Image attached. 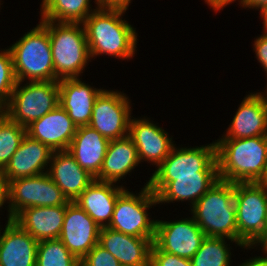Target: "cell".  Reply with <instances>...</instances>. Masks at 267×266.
I'll return each mask as SVG.
<instances>
[{"label":"cell","mask_w":267,"mask_h":266,"mask_svg":"<svg viewBox=\"0 0 267 266\" xmlns=\"http://www.w3.org/2000/svg\"><path fill=\"white\" fill-rule=\"evenodd\" d=\"M127 10L98 6L82 23L91 60L100 55L127 61L135 57L138 34L136 28L123 19Z\"/></svg>","instance_id":"cell-1"},{"label":"cell","mask_w":267,"mask_h":266,"mask_svg":"<svg viewBox=\"0 0 267 266\" xmlns=\"http://www.w3.org/2000/svg\"><path fill=\"white\" fill-rule=\"evenodd\" d=\"M215 142L219 179L231 183L261 179L267 161V136L218 138Z\"/></svg>","instance_id":"cell-2"},{"label":"cell","mask_w":267,"mask_h":266,"mask_svg":"<svg viewBox=\"0 0 267 266\" xmlns=\"http://www.w3.org/2000/svg\"><path fill=\"white\" fill-rule=\"evenodd\" d=\"M39 22L49 32L56 81L80 78L92 62L83 24Z\"/></svg>","instance_id":"cell-3"},{"label":"cell","mask_w":267,"mask_h":266,"mask_svg":"<svg viewBox=\"0 0 267 266\" xmlns=\"http://www.w3.org/2000/svg\"><path fill=\"white\" fill-rule=\"evenodd\" d=\"M188 210L206 237H224L237 242L234 183L219 179Z\"/></svg>","instance_id":"cell-4"},{"label":"cell","mask_w":267,"mask_h":266,"mask_svg":"<svg viewBox=\"0 0 267 266\" xmlns=\"http://www.w3.org/2000/svg\"><path fill=\"white\" fill-rule=\"evenodd\" d=\"M8 48L17 82L56 81L49 32L40 22Z\"/></svg>","instance_id":"cell-5"},{"label":"cell","mask_w":267,"mask_h":266,"mask_svg":"<svg viewBox=\"0 0 267 266\" xmlns=\"http://www.w3.org/2000/svg\"><path fill=\"white\" fill-rule=\"evenodd\" d=\"M237 242L244 246L266 245L267 187L234 183Z\"/></svg>","instance_id":"cell-6"},{"label":"cell","mask_w":267,"mask_h":266,"mask_svg":"<svg viewBox=\"0 0 267 266\" xmlns=\"http://www.w3.org/2000/svg\"><path fill=\"white\" fill-rule=\"evenodd\" d=\"M148 183L149 180L138 193L126 188L118 196L108 228L139 238L155 237L157 219L148 210L158 202Z\"/></svg>","instance_id":"cell-7"},{"label":"cell","mask_w":267,"mask_h":266,"mask_svg":"<svg viewBox=\"0 0 267 266\" xmlns=\"http://www.w3.org/2000/svg\"><path fill=\"white\" fill-rule=\"evenodd\" d=\"M58 105V81L17 82L9 102L0 111L26 128Z\"/></svg>","instance_id":"cell-8"},{"label":"cell","mask_w":267,"mask_h":266,"mask_svg":"<svg viewBox=\"0 0 267 266\" xmlns=\"http://www.w3.org/2000/svg\"><path fill=\"white\" fill-rule=\"evenodd\" d=\"M201 171H218L216 142L193 147H172L169 155L152 172L148 186L156 194L174 176L198 175Z\"/></svg>","instance_id":"cell-9"},{"label":"cell","mask_w":267,"mask_h":266,"mask_svg":"<svg viewBox=\"0 0 267 266\" xmlns=\"http://www.w3.org/2000/svg\"><path fill=\"white\" fill-rule=\"evenodd\" d=\"M131 101L124 91L103 89L95 99L89 126L109 140L127 137Z\"/></svg>","instance_id":"cell-10"},{"label":"cell","mask_w":267,"mask_h":266,"mask_svg":"<svg viewBox=\"0 0 267 266\" xmlns=\"http://www.w3.org/2000/svg\"><path fill=\"white\" fill-rule=\"evenodd\" d=\"M69 202L47 172L9 181L11 220L24 208L67 205Z\"/></svg>","instance_id":"cell-11"},{"label":"cell","mask_w":267,"mask_h":266,"mask_svg":"<svg viewBox=\"0 0 267 266\" xmlns=\"http://www.w3.org/2000/svg\"><path fill=\"white\" fill-rule=\"evenodd\" d=\"M205 237L206 235L192 216H184L175 221L157 219L153 244L167 253L191 259Z\"/></svg>","instance_id":"cell-12"},{"label":"cell","mask_w":267,"mask_h":266,"mask_svg":"<svg viewBox=\"0 0 267 266\" xmlns=\"http://www.w3.org/2000/svg\"><path fill=\"white\" fill-rule=\"evenodd\" d=\"M133 116L135 115L131 116L128 136L137 148L139 161L157 168L176 144L174 137L150 117Z\"/></svg>","instance_id":"cell-13"},{"label":"cell","mask_w":267,"mask_h":266,"mask_svg":"<svg viewBox=\"0 0 267 266\" xmlns=\"http://www.w3.org/2000/svg\"><path fill=\"white\" fill-rule=\"evenodd\" d=\"M101 227L75 202L66 205L59 239L80 261L96 244Z\"/></svg>","instance_id":"cell-14"},{"label":"cell","mask_w":267,"mask_h":266,"mask_svg":"<svg viewBox=\"0 0 267 266\" xmlns=\"http://www.w3.org/2000/svg\"><path fill=\"white\" fill-rule=\"evenodd\" d=\"M226 131V132H225ZM219 138L267 136V94L263 90L244 96L228 128Z\"/></svg>","instance_id":"cell-15"},{"label":"cell","mask_w":267,"mask_h":266,"mask_svg":"<svg viewBox=\"0 0 267 266\" xmlns=\"http://www.w3.org/2000/svg\"><path fill=\"white\" fill-rule=\"evenodd\" d=\"M68 113L58 105L26 127V134L46 144L52 151L68 150L77 131Z\"/></svg>","instance_id":"cell-16"},{"label":"cell","mask_w":267,"mask_h":266,"mask_svg":"<svg viewBox=\"0 0 267 266\" xmlns=\"http://www.w3.org/2000/svg\"><path fill=\"white\" fill-rule=\"evenodd\" d=\"M153 240L101 227L98 244L111 253L121 266H150Z\"/></svg>","instance_id":"cell-17"},{"label":"cell","mask_w":267,"mask_h":266,"mask_svg":"<svg viewBox=\"0 0 267 266\" xmlns=\"http://www.w3.org/2000/svg\"><path fill=\"white\" fill-rule=\"evenodd\" d=\"M54 151L27 134L17 151L2 170L8 182L22 177H33L46 173Z\"/></svg>","instance_id":"cell-18"},{"label":"cell","mask_w":267,"mask_h":266,"mask_svg":"<svg viewBox=\"0 0 267 266\" xmlns=\"http://www.w3.org/2000/svg\"><path fill=\"white\" fill-rule=\"evenodd\" d=\"M59 84V105L79 126L89 125L95 99L103 90L95 88L81 78L62 79Z\"/></svg>","instance_id":"cell-19"},{"label":"cell","mask_w":267,"mask_h":266,"mask_svg":"<svg viewBox=\"0 0 267 266\" xmlns=\"http://www.w3.org/2000/svg\"><path fill=\"white\" fill-rule=\"evenodd\" d=\"M0 230V266H36L38 241L13 220Z\"/></svg>","instance_id":"cell-20"},{"label":"cell","mask_w":267,"mask_h":266,"mask_svg":"<svg viewBox=\"0 0 267 266\" xmlns=\"http://www.w3.org/2000/svg\"><path fill=\"white\" fill-rule=\"evenodd\" d=\"M219 180L218 171H201L198 175L174 176L155 195L158 205L185 203L190 209Z\"/></svg>","instance_id":"cell-21"},{"label":"cell","mask_w":267,"mask_h":266,"mask_svg":"<svg viewBox=\"0 0 267 266\" xmlns=\"http://www.w3.org/2000/svg\"><path fill=\"white\" fill-rule=\"evenodd\" d=\"M47 173L70 202L95 180L67 150L53 152Z\"/></svg>","instance_id":"cell-22"},{"label":"cell","mask_w":267,"mask_h":266,"mask_svg":"<svg viewBox=\"0 0 267 266\" xmlns=\"http://www.w3.org/2000/svg\"><path fill=\"white\" fill-rule=\"evenodd\" d=\"M127 187L94 180L74 201L100 227H107L112 219L118 196Z\"/></svg>","instance_id":"cell-23"},{"label":"cell","mask_w":267,"mask_h":266,"mask_svg":"<svg viewBox=\"0 0 267 266\" xmlns=\"http://www.w3.org/2000/svg\"><path fill=\"white\" fill-rule=\"evenodd\" d=\"M66 205L24 208L14 218L23 230L38 242L58 239L62 231Z\"/></svg>","instance_id":"cell-24"},{"label":"cell","mask_w":267,"mask_h":266,"mask_svg":"<svg viewBox=\"0 0 267 266\" xmlns=\"http://www.w3.org/2000/svg\"><path fill=\"white\" fill-rule=\"evenodd\" d=\"M110 140L89 125L79 126L68 152L91 176L96 178L105 158Z\"/></svg>","instance_id":"cell-25"},{"label":"cell","mask_w":267,"mask_h":266,"mask_svg":"<svg viewBox=\"0 0 267 266\" xmlns=\"http://www.w3.org/2000/svg\"><path fill=\"white\" fill-rule=\"evenodd\" d=\"M141 164L137 148L133 140L127 136L122 139L110 140L100 173L95 180L116 184L131 176L136 167ZM130 173V174H129Z\"/></svg>","instance_id":"cell-26"},{"label":"cell","mask_w":267,"mask_h":266,"mask_svg":"<svg viewBox=\"0 0 267 266\" xmlns=\"http://www.w3.org/2000/svg\"><path fill=\"white\" fill-rule=\"evenodd\" d=\"M40 21L83 23L99 6L98 0H41ZM95 5L93 6L92 3ZM94 7V8H93Z\"/></svg>","instance_id":"cell-27"},{"label":"cell","mask_w":267,"mask_h":266,"mask_svg":"<svg viewBox=\"0 0 267 266\" xmlns=\"http://www.w3.org/2000/svg\"><path fill=\"white\" fill-rule=\"evenodd\" d=\"M232 245L236 248L243 247L239 242L228 238L205 237L198 251L190 259L192 266H232V262H235L232 259L235 256L231 251L234 250Z\"/></svg>","instance_id":"cell-28"},{"label":"cell","mask_w":267,"mask_h":266,"mask_svg":"<svg viewBox=\"0 0 267 266\" xmlns=\"http://www.w3.org/2000/svg\"><path fill=\"white\" fill-rule=\"evenodd\" d=\"M80 261L58 239L38 243L36 266H79Z\"/></svg>","instance_id":"cell-29"},{"label":"cell","mask_w":267,"mask_h":266,"mask_svg":"<svg viewBox=\"0 0 267 266\" xmlns=\"http://www.w3.org/2000/svg\"><path fill=\"white\" fill-rule=\"evenodd\" d=\"M25 135V127L11 121L0 111V170L9 163Z\"/></svg>","instance_id":"cell-30"},{"label":"cell","mask_w":267,"mask_h":266,"mask_svg":"<svg viewBox=\"0 0 267 266\" xmlns=\"http://www.w3.org/2000/svg\"><path fill=\"white\" fill-rule=\"evenodd\" d=\"M17 84L12 54L8 48H0V110L9 102Z\"/></svg>","instance_id":"cell-31"},{"label":"cell","mask_w":267,"mask_h":266,"mask_svg":"<svg viewBox=\"0 0 267 266\" xmlns=\"http://www.w3.org/2000/svg\"><path fill=\"white\" fill-rule=\"evenodd\" d=\"M81 266H121L105 248L96 244L81 260Z\"/></svg>","instance_id":"cell-32"},{"label":"cell","mask_w":267,"mask_h":266,"mask_svg":"<svg viewBox=\"0 0 267 266\" xmlns=\"http://www.w3.org/2000/svg\"><path fill=\"white\" fill-rule=\"evenodd\" d=\"M150 266H192L191 260L158 249L152 244Z\"/></svg>","instance_id":"cell-33"},{"label":"cell","mask_w":267,"mask_h":266,"mask_svg":"<svg viewBox=\"0 0 267 266\" xmlns=\"http://www.w3.org/2000/svg\"><path fill=\"white\" fill-rule=\"evenodd\" d=\"M262 34L254 38L253 50L255 58L260 63V67L264 70L267 81V25H263ZM267 84V83H266Z\"/></svg>","instance_id":"cell-34"},{"label":"cell","mask_w":267,"mask_h":266,"mask_svg":"<svg viewBox=\"0 0 267 266\" xmlns=\"http://www.w3.org/2000/svg\"><path fill=\"white\" fill-rule=\"evenodd\" d=\"M244 252L245 250H250L251 249H255L260 250L261 252V256H254V257H250L248 259L243 260V262L241 261L240 264H238L237 266H267V245H261V246H244L241 248Z\"/></svg>","instance_id":"cell-35"},{"label":"cell","mask_w":267,"mask_h":266,"mask_svg":"<svg viewBox=\"0 0 267 266\" xmlns=\"http://www.w3.org/2000/svg\"><path fill=\"white\" fill-rule=\"evenodd\" d=\"M2 209L7 210L8 214L6 216L7 217L6 221H10L11 215L9 210V182L7 178L4 176L3 171L0 170V213L2 212Z\"/></svg>","instance_id":"cell-36"},{"label":"cell","mask_w":267,"mask_h":266,"mask_svg":"<svg viewBox=\"0 0 267 266\" xmlns=\"http://www.w3.org/2000/svg\"><path fill=\"white\" fill-rule=\"evenodd\" d=\"M236 1V0H235ZM240 8L257 9L259 11L260 18L267 12V0H237Z\"/></svg>","instance_id":"cell-37"},{"label":"cell","mask_w":267,"mask_h":266,"mask_svg":"<svg viewBox=\"0 0 267 266\" xmlns=\"http://www.w3.org/2000/svg\"><path fill=\"white\" fill-rule=\"evenodd\" d=\"M133 0H98L99 6L128 9Z\"/></svg>","instance_id":"cell-38"},{"label":"cell","mask_w":267,"mask_h":266,"mask_svg":"<svg viewBox=\"0 0 267 266\" xmlns=\"http://www.w3.org/2000/svg\"><path fill=\"white\" fill-rule=\"evenodd\" d=\"M257 183L267 187V161L263 176Z\"/></svg>","instance_id":"cell-39"},{"label":"cell","mask_w":267,"mask_h":266,"mask_svg":"<svg viewBox=\"0 0 267 266\" xmlns=\"http://www.w3.org/2000/svg\"><path fill=\"white\" fill-rule=\"evenodd\" d=\"M261 19L263 20L262 24L267 25V12L261 17Z\"/></svg>","instance_id":"cell-40"},{"label":"cell","mask_w":267,"mask_h":266,"mask_svg":"<svg viewBox=\"0 0 267 266\" xmlns=\"http://www.w3.org/2000/svg\"><path fill=\"white\" fill-rule=\"evenodd\" d=\"M266 245H267V214H266Z\"/></svg>","instance_id":"cell-41"},{"label":"cell","mask_w":267,"mask_h":266,"mask_svg":"<svg viewBox=\"0 0 267 266\" xmlns=\"http://www.w3.org/2000/svg\"><path fill=\"white\" fill-rule=\"evenodd\" d=\"M266 88V89H265ZM265 89V90H264ZM264 89H263V91H265L266 92V94H267V84H266V86L264 87Z\"/></svg>","instance_id":"cell-42"}]
</instances>
